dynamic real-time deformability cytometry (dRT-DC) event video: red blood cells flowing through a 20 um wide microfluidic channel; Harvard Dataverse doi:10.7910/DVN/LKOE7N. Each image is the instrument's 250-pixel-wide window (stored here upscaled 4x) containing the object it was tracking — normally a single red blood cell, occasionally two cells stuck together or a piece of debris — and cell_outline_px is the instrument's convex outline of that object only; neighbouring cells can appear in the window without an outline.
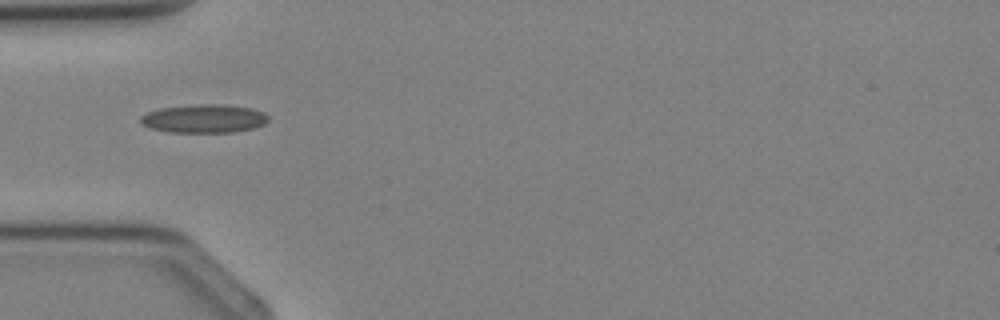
{"species": "Egyptian fruit bat (a non-hibernating species)", "species_latin": "Rousettus aegyptiacus", "temperature_condition": "cold", "stored_images_in_passage": 4, "camera_frame_rate_fps": 3000, "um_per_image_px": 0.085, "animal": {"sex": "female"}, "frame": {"image": 1, "passage_image": 4, "time_ms": 4.667, "image_size_px": [1000, 320], "cell_outline_px": [[268, 120], [264, 124], [252, 128], [236, 132], [168, 132], [152, 128], [140, 124], [140, 116], [148, 112], [160, 108], [200, 104], [220, 104], [252, 108], [264, 112], [268, 116]], "centroid_in_image_um": [17.34, 10.08], "position_along_channel_um": 67.7, "area_um2": 21.15}}